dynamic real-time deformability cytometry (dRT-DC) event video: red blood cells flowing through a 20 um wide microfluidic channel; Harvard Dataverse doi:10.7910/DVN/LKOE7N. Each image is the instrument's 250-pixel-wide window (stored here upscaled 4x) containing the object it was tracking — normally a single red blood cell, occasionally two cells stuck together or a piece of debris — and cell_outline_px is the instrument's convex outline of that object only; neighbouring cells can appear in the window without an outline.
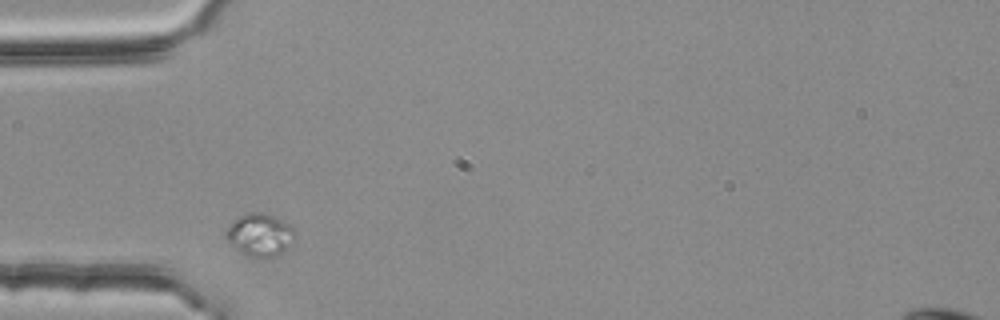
{"species": "common noctule bat (a hibernating species)", "species_latin": "Nyctalus noctula", "temperature_condition": "room temperature", "stored_images_in_passage": 2, "camera_frame_rate_fps": 3000, "um_per_image_px": 0.085, "animal": {"sex": "female", "body_mass_g": 25.1}, "frame": {"image": 1, "passage_image": 1, "time_ms": 0.0, "image_size_px": [1000, 320], "cell_outline_px": [[296, 236], [288, 248], [276, 256], [264, 260], [256, 260], [240, 252], [224, 236], [224, 232], [240, 216], [248, 212], [264, 212], [288, 224], [296, 232]], "centroid_in_image_um": [22.11, 20.01], "position_along_channel_um": 62.9, "area_um2": 17.28}}